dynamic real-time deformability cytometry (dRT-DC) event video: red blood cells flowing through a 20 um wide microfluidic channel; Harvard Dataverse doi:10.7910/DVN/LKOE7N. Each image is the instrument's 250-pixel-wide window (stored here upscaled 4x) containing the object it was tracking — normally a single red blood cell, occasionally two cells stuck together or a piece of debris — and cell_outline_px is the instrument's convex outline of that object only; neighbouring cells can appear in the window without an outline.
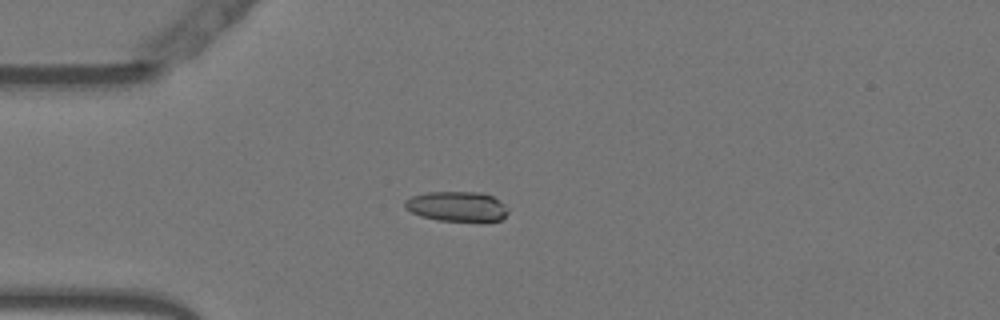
{"species": "Egyptian fruit bat (a non-hibernating species)", "species_latin": "Rousettus aegyptiacus", "temperature_condition": "warm", "stored_images_in_passage": 50, "camera_frame_rate_fps": 3000, "um_per_image_px": 0.085, "animal": {"sex": "female"}, "frame": {"image": 1, "passage_image": 11, "time_ms": 3.333, "image_size_px": [1000, 320], "cell_outline_px": [[508, 212], [500, 220], [484, 224], [440, 220], [420, 216], [404, 208], [404, 200], [412, 196], [428, 192], [480, 192], [492, 196], [504, 204]], "centroid_in_image_um": [38.86, 17.59], "position_along_channel_um": 46.1, "area_um2": 18.55}}
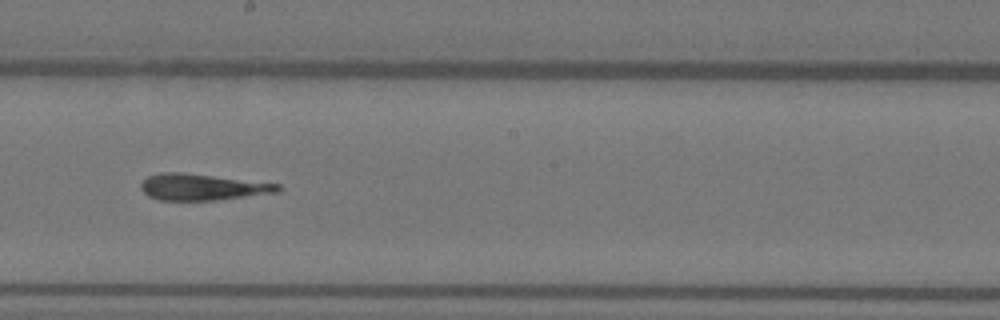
{"frame": {"image": 2, "passage_image": 27, "time_ms": 8.667, "image_size_px": [1000, 320], "cell_outline_px": [[280, 192], [216, 200], [160, 200], [148, 196], [140, 188], [140, 184], [148, 176], [160, 172], [184, 172], [280, 184]], "centroid_in_image_um": [17.18, 15.89], "position_along_channel_um": 231.0, "area_um2": 21.04}}
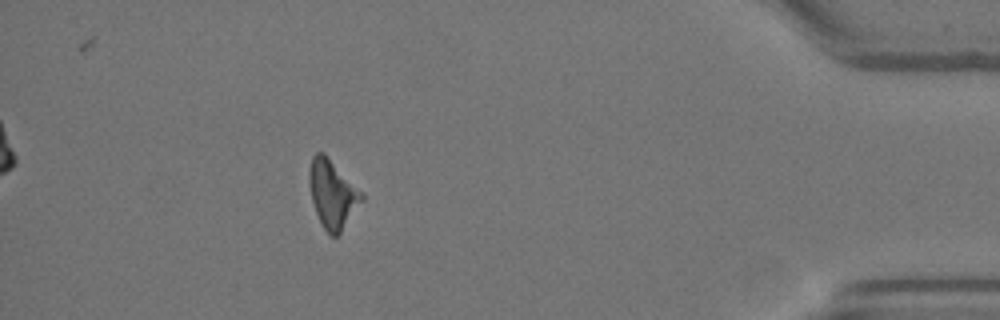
{"frame": {"image": 3, "passage_image": 45, "time_ms": 14.667, "image_size_px": [1000, 320], "cell_outline_px": [[364, 200], [340, 232], [336, 236], [332, 236], [324, 228], [316, 212], [312, 200], [308, 184], [308, 172], [312, 156], [316, 152], [324, 152], [364, 192]], "centroid_in_image_um": [28.27, 16.43], "position_along_channel_um": 406.9, "area_um2": 20.98}}